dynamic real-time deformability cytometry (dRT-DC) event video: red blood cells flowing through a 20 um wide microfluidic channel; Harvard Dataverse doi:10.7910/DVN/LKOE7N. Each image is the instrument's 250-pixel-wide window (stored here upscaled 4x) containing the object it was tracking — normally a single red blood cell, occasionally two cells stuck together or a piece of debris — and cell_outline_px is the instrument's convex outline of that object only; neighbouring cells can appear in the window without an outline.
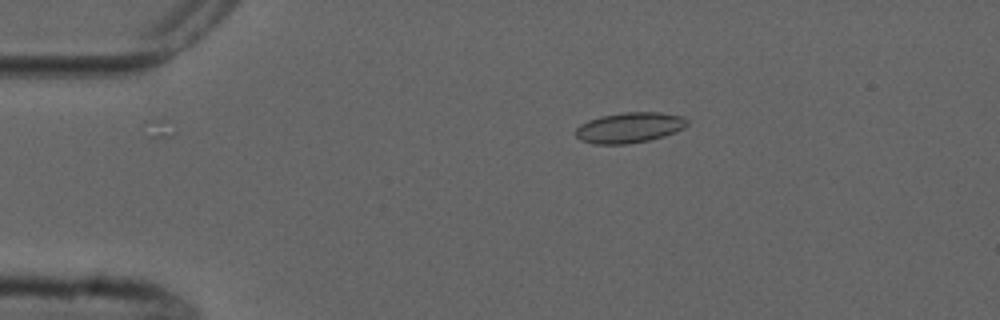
{"species": "common noctule bat (a hibernating species)", "species_latin": "Nyctalus noctula", "temperature_condition": "cold", "stored_images_in_passage": 4, "camera_frame_rate_fps": 3000, "um_per_image_px": 0.085, "animal": {"sex": "male", "forearm_length_mm": 52.5}, "frame": {"image": 1, "passage_image": 3, "time_ms": 2.333, "image_size_px": [1000, 320], "cell_outline_px": [[688, 124], [684, 128], [676, 132], [664, 136], [648, 140], [624, 144], [596, 144], [580, 140], [576, 136], [576, 128], [580, 124], [588, 120], [600, 116], [624, 112], [660, 112], [684, 116], [688, 120]], "centroid_in_image_um": [53.52, 10.83], "position_along_channel_um": 31.5, "area_um2": 19.88}}